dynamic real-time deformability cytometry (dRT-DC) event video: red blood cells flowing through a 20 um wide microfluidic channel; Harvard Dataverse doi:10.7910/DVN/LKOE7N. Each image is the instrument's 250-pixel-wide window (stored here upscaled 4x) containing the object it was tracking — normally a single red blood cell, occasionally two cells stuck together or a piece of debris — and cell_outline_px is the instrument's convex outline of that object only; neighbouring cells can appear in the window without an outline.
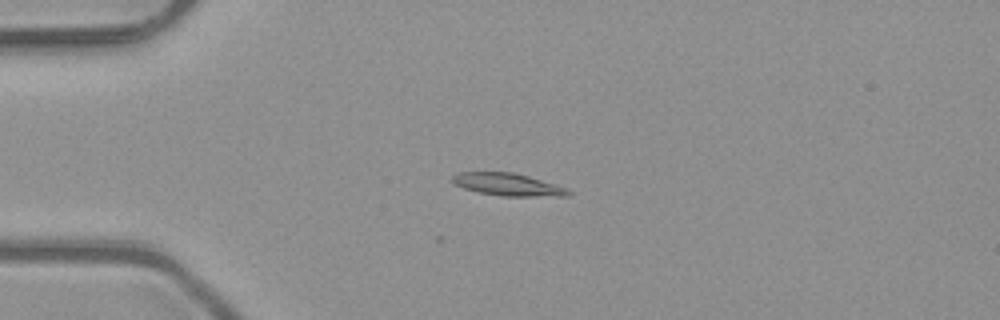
{"species": "common noctule bat (a hibernating species)", "species_latin": "Nyctalus noctula", "temperature_condition": "room temperature", "stored_images_in_passage": 6, "camera_frame_rate_fps": 3000, "um_per_image_px": 0.085, "animal": {"sex": "male", "body_mass_g": 23.1, "forearm_length_mm": 52.7}, "frame": {"image": 1, "passage_image": 4, "time_ms": 1.0, "image_size_px": [1000, 320], "cell_outline_px": [[572, 192], [568, 196], [504, 196], [476, 192], [452, 184], [452, 176], [456, 172], [512, 172], [528, 176], [564, 188]], "centroid_in_image_um": [43.08, 15.68], "position_along_channel_um": 41.9, "area_um2": 15.03}}
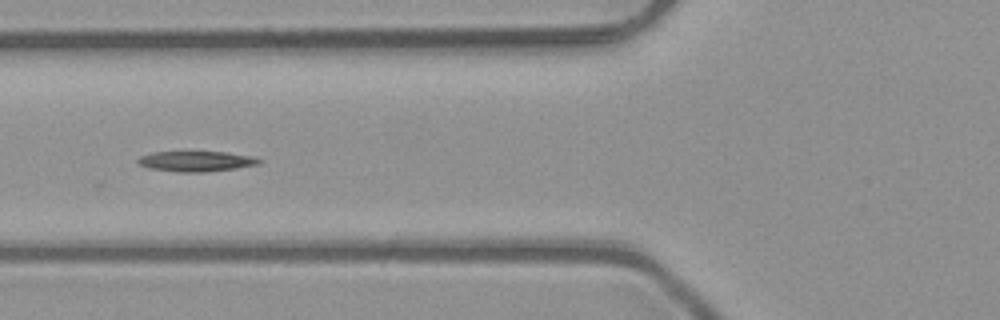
{"frame": {"image": 2, "passage_image": 6, "time_ms": 1.667, "image_size_px": [1000, 320], "cell_outline_px": [[260, 164], [236, 168], [204, 172], [176, 172], [148, 168], [136, 164], [136, 160], [140, 156], [152, 152], [224, 152], [252, 156], [260, 160]], "centroid_in_image_um": [16.6, 13.71], "position_along_channel_um": 109.2, "area_um2": 14.39}}